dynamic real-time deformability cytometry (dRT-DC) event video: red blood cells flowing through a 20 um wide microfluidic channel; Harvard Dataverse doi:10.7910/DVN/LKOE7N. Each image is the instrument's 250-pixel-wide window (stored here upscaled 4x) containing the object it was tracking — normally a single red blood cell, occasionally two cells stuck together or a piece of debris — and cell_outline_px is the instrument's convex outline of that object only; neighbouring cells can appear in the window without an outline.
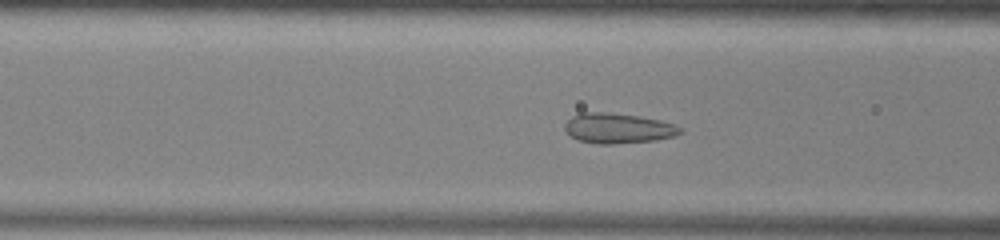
{"species": "common noctule bat (a hibernating species)", "species_latin": "Nyctalus noctula", "temperature_condition": "warm", "stored_images_in_passage": 48, "camera_frame_rate_fps": 3000, "um_per_image_px": 0.085, "animal": {"sex": "male", "body_mass_g": 13.0, "forearm_length_mm": 53.1}, "frame": {"image": 1, "passage_image": 16, "time_ms": 5.0, "image_size_px": [1000, 240], "cell_outline_px": [[684, 132], [672, 136], [656, 140], [612, 144], [596, 144], [580, 140], [572, 136], [564, 128], [564, 124], [572, 116], [580, 112], [612, 112], [660, 120], [672, 124], [680, 128]], "centroid_in_image_um": [52.5, 10.89], "position_along_channel_um": 114.1, "area_um2": 20.11}}
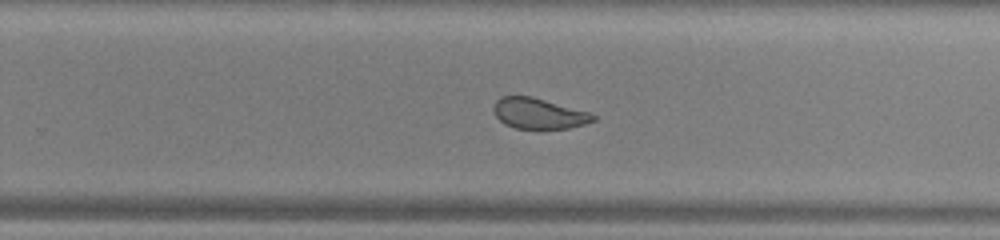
{"frame": {"image": 2, "passage_image": 29, "time_ms": 9.333, "image_size_px": [1000, 240], "cell_outline_px": [[596, 120], [584, 124], [568, 128], [516, 128], [504, 124], [496, 116], [492, 108], [496, 100], [500, 96], [532, 96], [588, 112], [596, 116]], "centroid_in_image_um": [45.76, 9.63], "position_along_channel_um": 284.0, "area_um2": 17.63}}
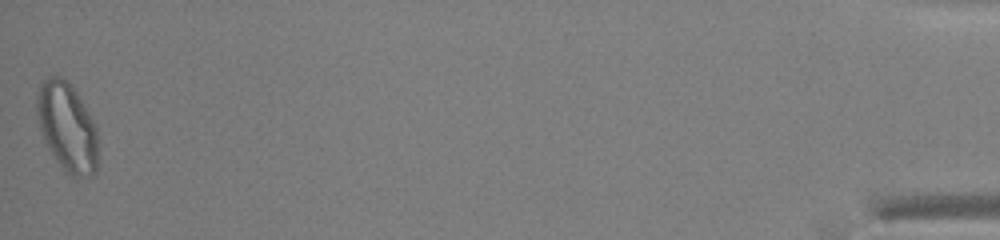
{"frame": {"image": 3, "passage_image": 48, "time_ms": 15.667, "image_size_px": [1000, 240], "cell_outline_px": [[96, 172], [92, 176], [72, 176], [56, 160], [48, 148], [44, 140], [40, 128], [36, 112], [36, 96], [40, 84], [44, 80], [52, 76], [60, 76], [76, 92], [84, 104], [96, 128]], "centroid_in_image_um": [5.68, 10.79], "position_along_channel_um": 429.5, "area_um2": 30.98}, "authors_computed_cell_mechanics": {"area_um2": 21.6172, "velocity_mm_per_s": 3.9279, "shape_relaxation_time_tau1_ms": null, "shape_relaxation_time_tau2_ms": 0.8613, "deformation_change_tau1": null, "deformation_change_tau2": 0.0645}}